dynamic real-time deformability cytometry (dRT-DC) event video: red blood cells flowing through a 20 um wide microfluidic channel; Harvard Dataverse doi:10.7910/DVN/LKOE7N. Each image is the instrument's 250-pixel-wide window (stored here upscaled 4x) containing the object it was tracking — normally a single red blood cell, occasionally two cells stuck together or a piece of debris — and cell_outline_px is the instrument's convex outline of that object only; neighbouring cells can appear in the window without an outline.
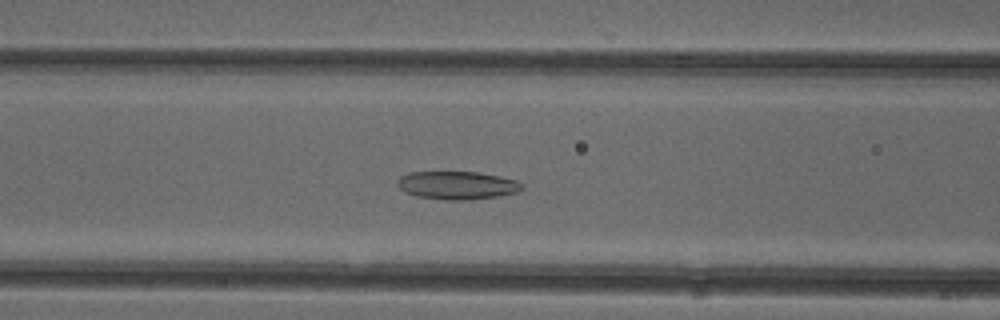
{"species": "common noctule bat (a hibernating species)", "species_latin": "Nyctalus noctula", "temperature_condition": "cold", "stored_images_in_passage": 52, "camera_frame_rate_fps": 3000, "um_per_image_px": 0.085, "animal": {"sex": "female"}, "frame": {"image": 1, "passage_image": 22, "time_ms": 7.0, "image_size_px": [1000, 320], "cell_outline_px": [[524, 188], [516, 192], [496, 196], [468, 200], [444, 200], [416, 196], [404, 192], [396, 184], [396, 180], [400, 176], [408, 172], [476, 172], [500, 176], [516, 180], [524, 184]], "centroid_in_image_um": [38.82, 15.75], "position_along_channel_um": 127.8, "area_um2": 20.52}}
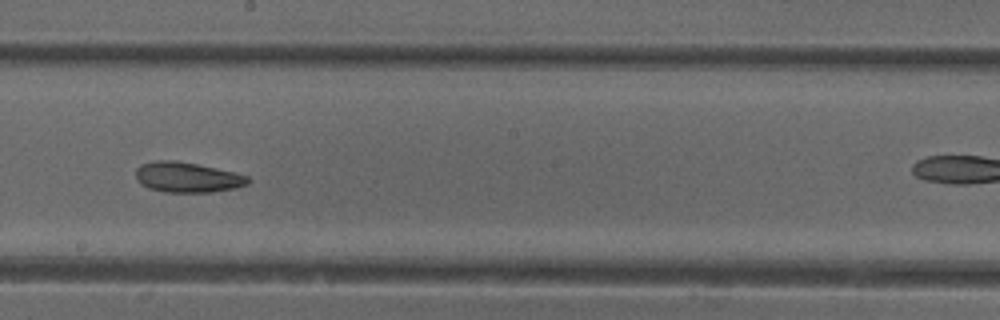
{"frame": {"image": 2, "passage_image": 30, "time_ms": 9.667, "image_size_px": [1000, 320], "cell_outline_px": [[248, 184], [236, 188], [212, 192], [164, 192], [148, 188], [140, 184], [136, 180], [136, 168], [140, 164], [156, 160], [176, 160], [196, 164], [232, 172], [248, 176]], "centroid_in_image_um": [15.86, 15.07], "position_along_channel_um": 232.3, "area_um2": 19.77}}
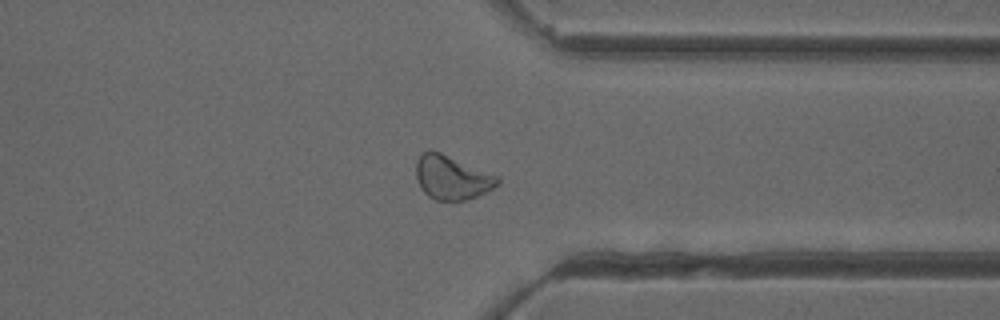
{"frame": {"image": 3, "passage_image": 41, "time_ms": 13.333, "image_size_px": [1000, 320], "cell_outline_px": [[500, 184], [468, 200], [436, 200], [428, 196], [420, 188], [416, 176], [416, 160], [420, 152], [440, 152], [500, 176]], "centroid_in_image_um": [38.41, 15.09], "position_along_channel_um": 373.0, "area_um2": 20.87}, "authors_computed_cell_mechanics": {"area_um2": 21.3282, "velocity_mm_per_s": 3.9217, "shape_relaxation_time_tau1_ms": null, "shape_relaxation_time_tau2_ms": 4.216, "deformation_change_tau1": null, "deformation_change_tau2": 0.1119}}